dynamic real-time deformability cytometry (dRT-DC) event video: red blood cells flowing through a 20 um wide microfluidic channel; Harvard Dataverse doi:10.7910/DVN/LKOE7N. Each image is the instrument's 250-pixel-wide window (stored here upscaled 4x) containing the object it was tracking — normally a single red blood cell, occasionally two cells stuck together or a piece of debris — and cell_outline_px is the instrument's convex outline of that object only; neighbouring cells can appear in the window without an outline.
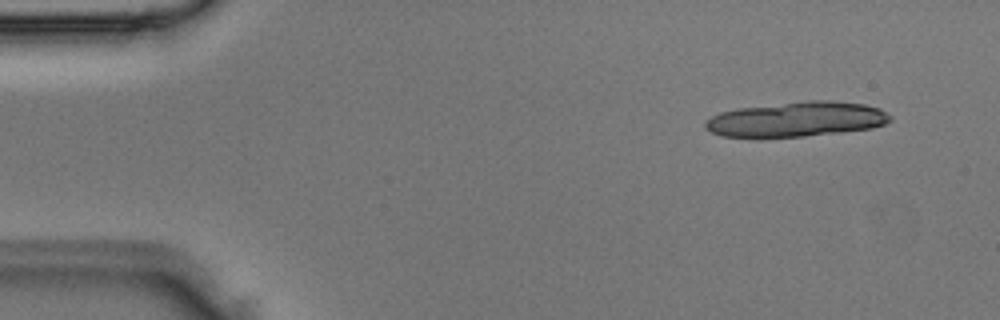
{"species": "Egyptian fruit bat (a non-hibernating species)", "species_latin": "Rousettus aegyptiacus", "temperature_condition": "room temperature", "stored_images_in_passage": 4, "camera_frame_rate_fps": 3000, "um_per_image_px": 0.085, "animal": {"sex": "male"}, "frame": {"image": 1, "passage_image": 1, "time_ms": 0.0, "image_size_px": [1000, 320], "cell_outline_px": [[892, 120], [884, 124], [872, 128], [840, 132], [804, 136], [724, 136], [712, 132], [704, 128], [704, 120], [720, 112], [740, 108], [808, 100], [828, 100], [864, 104], [880, 108], [892, 116]], "centroid_in_image_um": [67.74, 10.12], "position_along_channel_um": 17.3, "area_um2": 37.28}}